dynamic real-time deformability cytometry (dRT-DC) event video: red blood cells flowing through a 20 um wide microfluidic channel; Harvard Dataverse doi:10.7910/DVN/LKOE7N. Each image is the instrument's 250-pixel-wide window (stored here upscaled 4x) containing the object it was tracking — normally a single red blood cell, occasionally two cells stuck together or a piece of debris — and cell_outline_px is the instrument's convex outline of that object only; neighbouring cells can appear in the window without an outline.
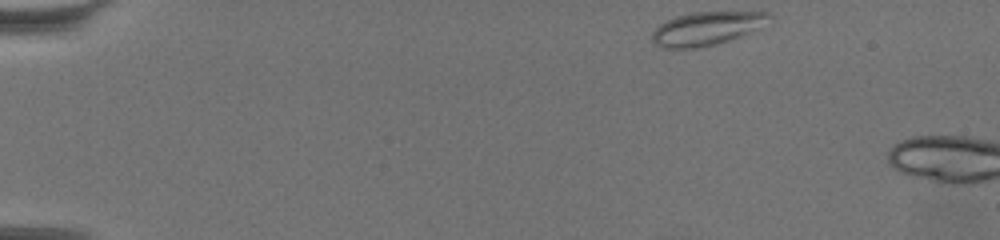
{"species": "common noctule bat (a hibernating species)", "species_latin": "Nyctalus noctula", "temperature_condition": "warm", "stored_images_in_passage": 4, "camera_frame_rate_fps": 3000, "um_per_image_px": 0.085, "animal": {"sex": "female", "body_mass_g": 19.5, "forearm_length_mm": 54.1}, "frame": {"image": 1, "passage_image": 1, "time_ms": 0.0, "image_size_px": [1000, 240], "cell_outline_px": [[772, 16], [756, 28], [748, 32], [728, 40], [696, 48], [664, 48], [652, 44], [652, 32], [660, 24], [676, 16], [692, 12], [768, 12]], "centroid_in_image_um": [59.97, 2.42], "position_along_channel_um": 25.0, "area_um2": 22.2}}